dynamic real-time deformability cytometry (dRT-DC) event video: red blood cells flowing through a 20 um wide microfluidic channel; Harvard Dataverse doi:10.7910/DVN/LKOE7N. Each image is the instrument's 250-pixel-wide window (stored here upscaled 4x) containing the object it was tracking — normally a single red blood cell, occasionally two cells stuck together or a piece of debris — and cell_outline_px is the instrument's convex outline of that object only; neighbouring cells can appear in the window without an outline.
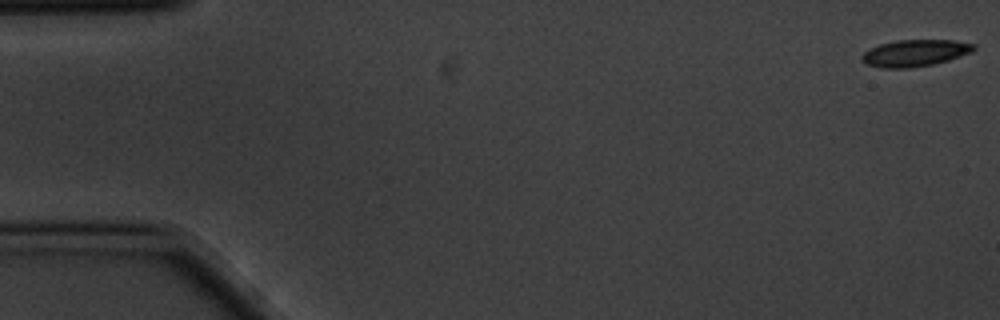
{"species": "common noctule bat (a hibernating species)", "species_latin": "Nyctalus noctula", "temperature_condition": "cold", "stored_images_in_passage": 6, "camera_frame_rate_fps": 3000, "um_per_image_px": 0.085, "animal": {"sex": "male", "body_mass_g": 20.1, "forearm_length_mm": 53.5}, "frame": {"image": 1, "passage_image": 6, "time_ms": 1.667, "image_size_px": [1000, 320], "cell_outline_px": [[976, 48], [972, 52], [948, 60], [932, 64], [908, 68], [884, 68], [868, 64], [860, 60], [860, 56], [864, 52], [880, 44], [896, 40], [956, 40], [976, 44]], "centroid_in_image_um": [77.79, 4.5], "position_along_channel_um": 7.2, "area_um2": 17.4}}